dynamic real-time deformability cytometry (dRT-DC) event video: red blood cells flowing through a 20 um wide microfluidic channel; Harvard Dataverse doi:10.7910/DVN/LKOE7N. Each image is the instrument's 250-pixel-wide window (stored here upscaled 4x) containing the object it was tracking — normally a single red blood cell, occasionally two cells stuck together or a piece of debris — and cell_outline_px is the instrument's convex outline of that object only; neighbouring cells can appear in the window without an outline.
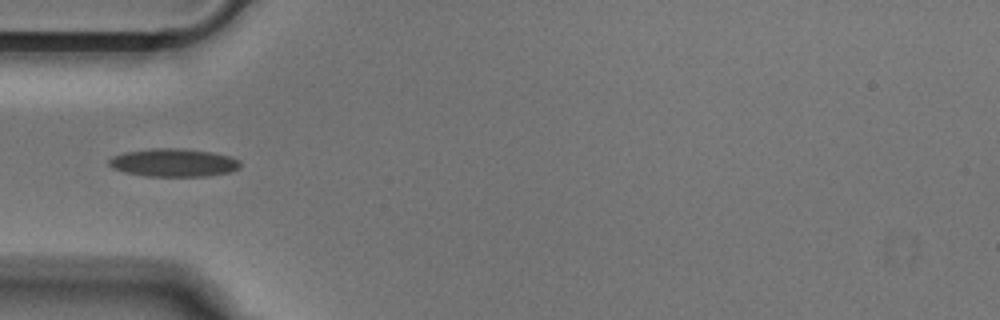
{"species": "Egyptian fruit bat (a non-hibernating species)", "species_latin": "Rousettus aegyptiacus", "temperature_condition": "cold", "stored_images_in_passage": 37, "camera_frame_rate_fps": 3000, "um_per_image_px": 0.085, "animal": {"sex": "male"}, "frame": {"image": 1, "passage_image": 1, "time_ms": 0.0, "image_size_px": [1000, 320], "cell_outline_px": [[240, 168], [228, 172], [208, 176], [144, 176], [124, 172], [112, 168], [108, 164], [108, 160], [112, 156], [124, 152], [152, 148], [184, 148], [212, 152], [228, 156], [240, 160]], "centroid_in_image_um": [14.72, 13.82], "position_along_channel_um": 70.3, "area_um2": 21.62}}
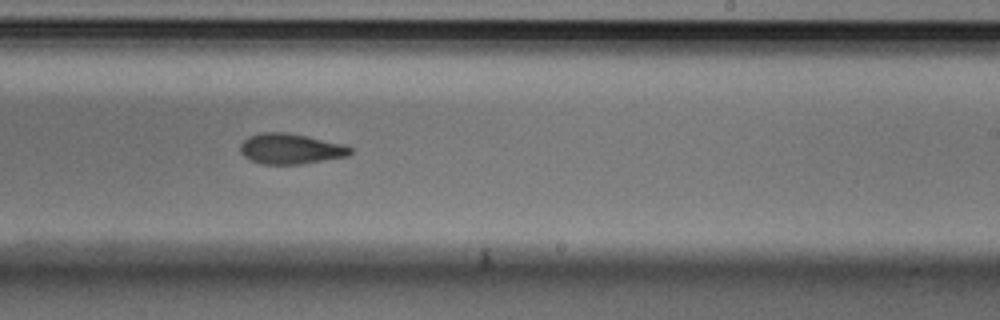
{"frame": {"image": 2, "passage_image": 16, "time_ms": 5.0, "image_size_px": [1000, 320], "cell_outline_px": [[352, 152], [348, 156], [300, 164], [264, 164], [252, 160], [244, 156], [240, 152], [240, 144], [248, 136], [260, 132], [284, 132], [304, 136], [340, 144], [352, 148]], "centroid_in_image_um": [24.65, 12.65], "position_along_channel_um": 264.4, "area_um2": 19.19}}
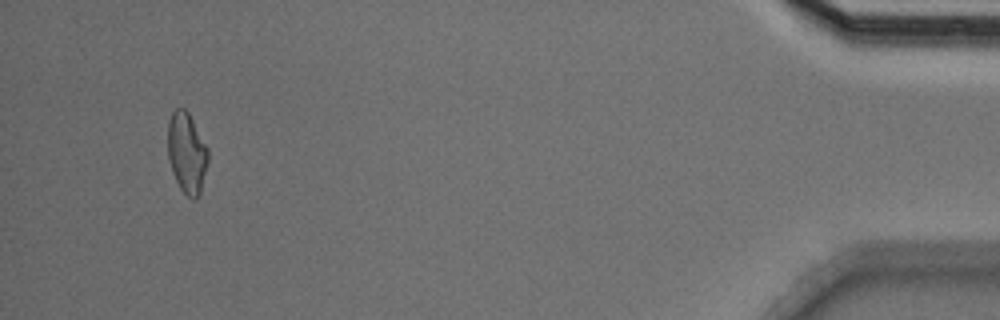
{"frame": {"image": 3, "passage_image": 34, "time_ms": 11.0, "image_size_px": [1000, 320], "cell_outline_px": [[208, 160], [200, 192], [196, 200], [192, 200], [180, 188], [172, 172], [168, 160], [168, 120], [172, 112], [176, 108], [184, 108], [188, 112], [208, 148]], "centroid_in_image_um": [15.86, 12.99], "position_along_channel_um": 419.3, "area_um2": 18.9}}